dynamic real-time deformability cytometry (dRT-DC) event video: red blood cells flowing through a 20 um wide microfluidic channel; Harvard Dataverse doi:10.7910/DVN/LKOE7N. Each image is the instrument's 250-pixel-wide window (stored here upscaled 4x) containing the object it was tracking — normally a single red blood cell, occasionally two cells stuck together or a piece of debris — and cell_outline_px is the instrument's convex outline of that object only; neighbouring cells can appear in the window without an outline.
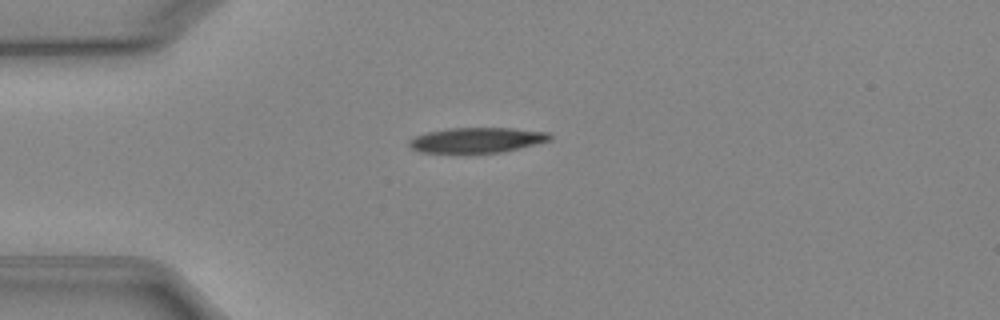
{"species": "Egyptian fruit bat (a non-hibernating species)", "species_latin": "Rousettus aegyptiacus", "temperature_condition": "cold", "stored_images_in_passage": 5, "camera_frame_rate_fps": 3000, "um_per_image_px": 0.085, "animal": {"sex": "female"}, "frame": {"image": 1, "passage_image": 1, "time_ms": 0.0, "image_size_px": [1000, 320], "cell_outline_px": [[552, 140], [520, 148], [500, 152], [420, 152], [412, 148], [408, 144], [408, 140], [416, 136], [428, 132], [448, 128], [512, 128], [548, 132], [552, 136]], "centroid_in_image_um": [40.56, 11.89], "position_along_channel_um": 44.4, "area_um2": 20.46}}
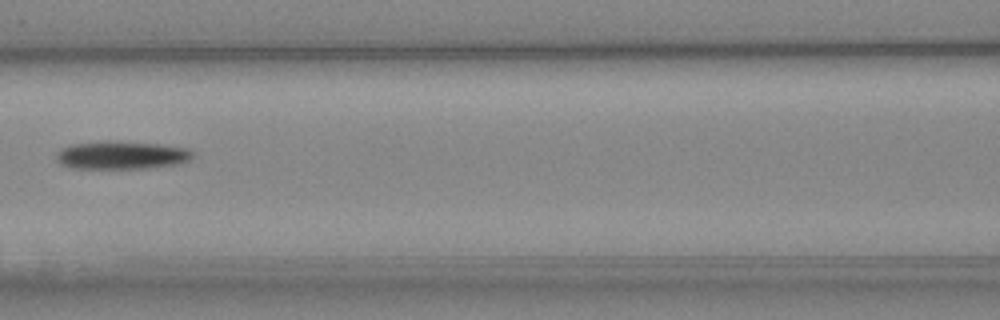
{"frame": {"image": 2, "passage_image": 4, "time_ms": 3.333, "image_size_px": [1000, 320], "cell_outline_px": [[196, 152], [188, 160], [180, 164], [148, 168], [68, 168], [60, 164], [56, 160], [56, 152], [72, 144], [160, 144], [188, 148]], "centroid_in_image_um": [10.38, 13.25], "position_along_channel_um": 156.2, "area_um2": 21.27}}
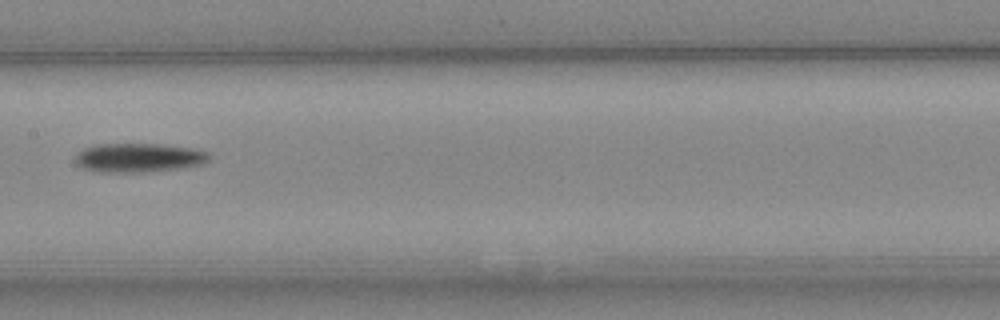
{"frame": {"image": 3, "passage_image": 5, "time_ms": 4.333, "image_size_px": [1000, 320], "cell_outline_px": [[212, 160], [204, 164], [184, 168], [148, 172], [100, 172], [80, 168], [76, 164], [76, 152], [92, 144], [160, 144], [192, 148], [208, 152], [212, 156]], "centroid_in_image_um": [11.82, 13.41], "position_along_channel_um": 195.6, "area_um2": 23.18}}